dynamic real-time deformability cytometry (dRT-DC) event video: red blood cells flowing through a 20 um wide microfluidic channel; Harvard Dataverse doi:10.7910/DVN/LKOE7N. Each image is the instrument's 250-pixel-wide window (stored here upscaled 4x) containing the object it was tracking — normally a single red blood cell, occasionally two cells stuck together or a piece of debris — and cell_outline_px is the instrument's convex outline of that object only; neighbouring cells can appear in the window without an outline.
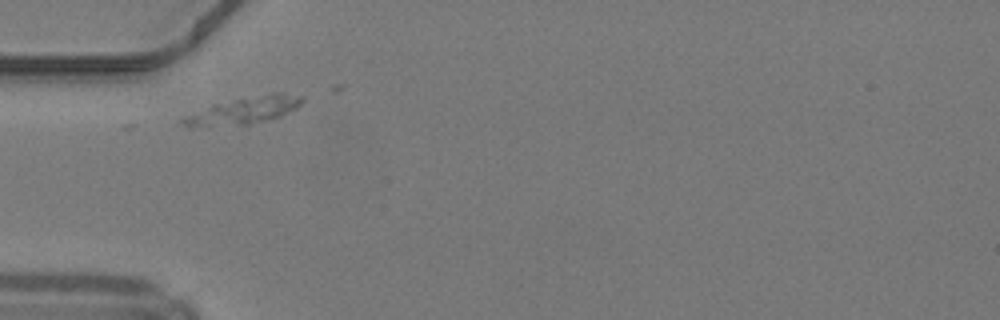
{"species": "common noctule bat (a hibernating species)", "species_latin": "Nyctalus noctula", "temperature_condition": "warm", "stored_images_in_passage": 5, "camera_frame_rate_fps": 3000, "um_per_image_px": 0.085, "animal": {"sex": "male", "body_mass_g": 19.2, "forearm_length_mm": 51.8}, "frame": {"image": 1, "passage_image": 1, "time_ms": 0.0, "image_size_px": [1000, 320], "cell_outline_px": [[304, 100], [296, 108], [280, 116], [248, 124], [188, 128], [180, 120], [184, 116], [212, 104], [272, 92], [284, 92], [304, 96]], "centroid_in_image_um": [20.72, 9.38], "position_along_channel_um": 64.3, "area_um2": 18.79}}